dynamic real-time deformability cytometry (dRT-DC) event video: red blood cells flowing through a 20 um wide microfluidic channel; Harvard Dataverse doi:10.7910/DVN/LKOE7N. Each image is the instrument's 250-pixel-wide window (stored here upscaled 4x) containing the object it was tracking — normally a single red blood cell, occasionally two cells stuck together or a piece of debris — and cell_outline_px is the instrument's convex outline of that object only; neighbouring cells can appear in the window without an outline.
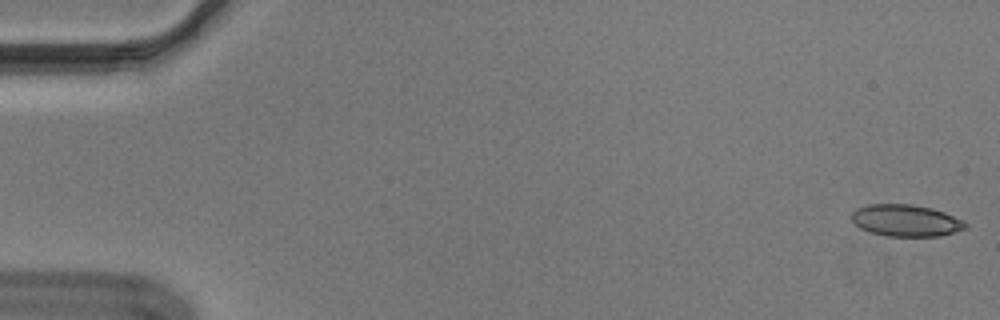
{"species": "Egyptian fruit bat (a non-hibernating species)", "species_latin": "Rousettus aegyptiacus", "temperature_condition": "cold", "stored_images_in_passage": 54, "camera_frame_rate_fps": 3000, "um_per_image_px": 0.085, "animal": {"sex": "male"}, "frame": {"image": 1, "passage_image": 1, "time_ms": 0.0, "image_size_px": [1000, 320], "cell_outline_px": [[968, 228], [940, 236], [888, 236], [868, 232], [860, 228], [852, 220], [852, 212], [856, 208], [868, 204], [912, 204], [932, 208], [944, 212], [968, 224]], "centroid_in_image_um": [76.98, 18.74], "position_along_channel_um": 8.0, "area_um2": 21.1}}
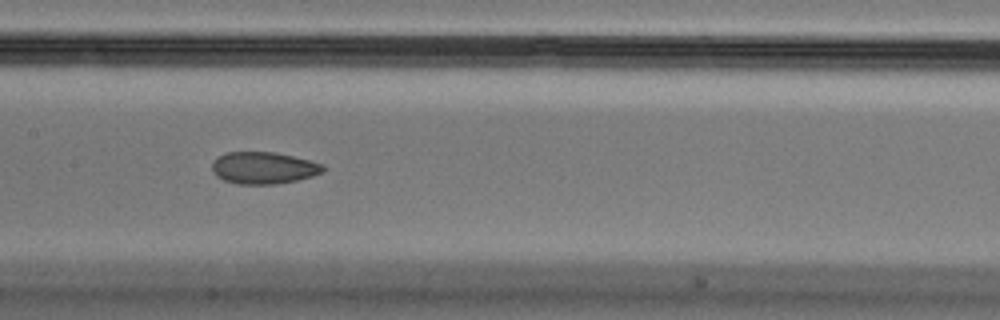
{"frame": {"image": 2, "passage_image": 27, "time_ms": 8.667, "image_size_px": [1000, 320], "cell_outline_px": [[324, 172], [312, 176], [296, 180], [276, 184], [236, 184], [224, 180], [216, 176], [212, 172], [212, 164], [224, 152], [276, 152], [324, 164]], "centroid_in_image_um": [22.4, 14.27], "position_along_channel_um": 185.0, "area_um2": 20.63}}
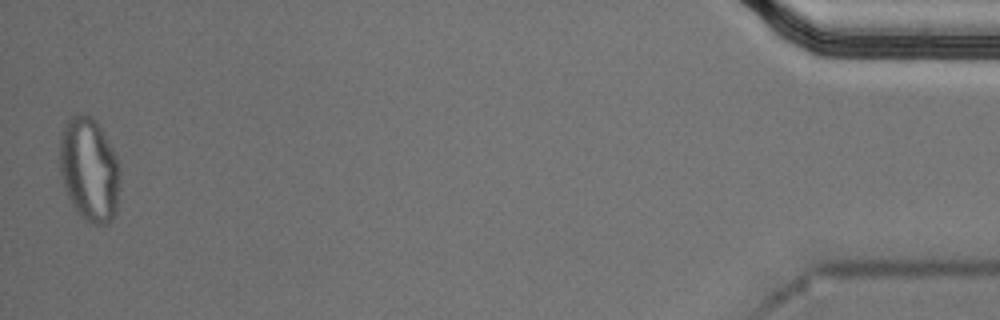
{"frame": {"image": 3, "passage_image": 54, "time_ms": 17.667, "image_size_px": [1000, 320], "cell_outline_px": [[120, 188], [116, 212], [112, 220], [108, 224], [88, 224], [76, 212], [64, 188], [60, 172], [60, 140], [64, 124], [76, 112], [80, 112], [92, 116], [96, 120], [112, 148], [120, 168]], "centroid_in_image_um": [7.59, 14.43], "position_along_channel_um": 427.6, "area_um2": 37.05}, "authors_computed_cell_mechanics": {"area_um2": 21.7039, "velocity_mm_per_s": 3.6596, "shape_relaxation_time_tau1_ms": null, "shape_relaxation_time_tau2_ms": 2.3931, "deformation_change_tau1": null, "deformation_change_tau2": 0.08}}